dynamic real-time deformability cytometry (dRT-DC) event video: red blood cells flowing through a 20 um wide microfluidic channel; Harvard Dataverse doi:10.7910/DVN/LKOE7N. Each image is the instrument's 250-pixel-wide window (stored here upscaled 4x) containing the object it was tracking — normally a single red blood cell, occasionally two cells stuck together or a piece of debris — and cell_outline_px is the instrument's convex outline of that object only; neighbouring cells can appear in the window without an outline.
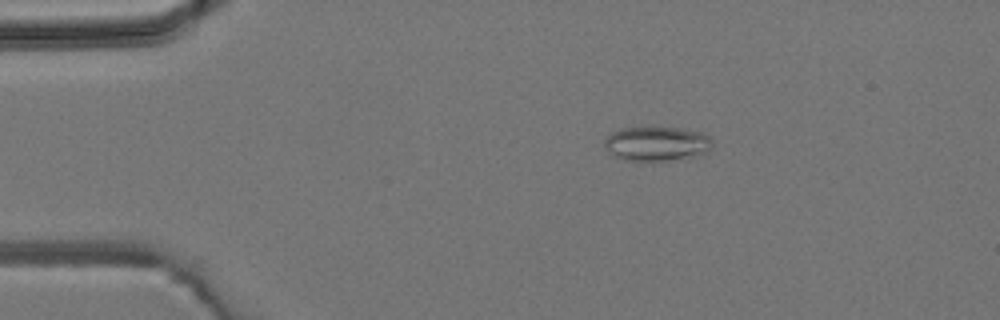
{"species": "common noctule bat (a hibernating species)", "species_latin": "Nyctalus noctula", "temperature_condition": "room temperature", "stored_images_in_passage": 5, "camera_frame_rate_fps": 3000, "um_per_image_px": 0.085, "animal": {"sex": "male", "body_mass_g": 19.2, "forearm_length_mm": 51.8}, "frame": {"image": 1, "passage_image": 3, "time_ms": 2.333, "image_size_px": [1000, 320], "cell_outline_px": [[712, 144], [708, 152], [700, 156], [668, 160], [624, 160], [612, 156], [608, 152], [604, 144], [604, 140], [612, 132], [620, 128], [680, 128], [704, 132], [712, 140]], "centroid_in_image_um": [55.84, 12.22], "position_along_channel_um": 29.2, "area_um2": 21.73}}